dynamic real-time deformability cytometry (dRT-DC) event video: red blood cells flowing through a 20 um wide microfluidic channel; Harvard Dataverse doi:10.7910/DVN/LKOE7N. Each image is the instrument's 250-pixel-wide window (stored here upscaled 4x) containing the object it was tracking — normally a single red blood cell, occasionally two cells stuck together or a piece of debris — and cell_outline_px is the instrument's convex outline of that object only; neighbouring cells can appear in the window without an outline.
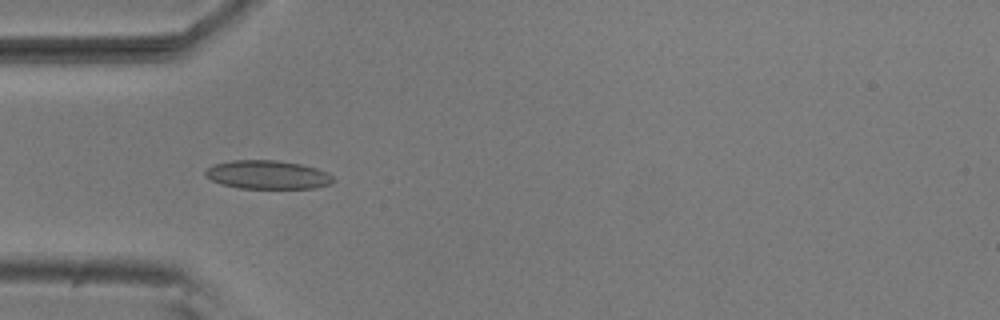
{"species": "common noctule bat (a hibernating species)", "species_latin": "Nyctalus noctula", "temperature_condition": "room temperature", "stored_images_in_passage": 2, "camera_frame_rate_fps": 3000, "um_per_image_px": 0.085, "animal": {"sex": "male", "body_mass_g": 20.5, "forearm_length_mm": 52.5}, "frame": {"image": 1, "passage_image": 1, "time_ms": 0.0, "image_size_px": [1000, 320], "cell_outline_px": [[336, 180], [332, 184], [316, 188], [240, 188], [220, 184], [212, 180], [204, 172], [212, 164], [232, 160], [276, 160], [300, 164], [316, 168], [328, 172]], "centroid_in_image_um": [22.78, 14.85], "position_along_channel_um": 62.2, "area_um2": 21.39}}
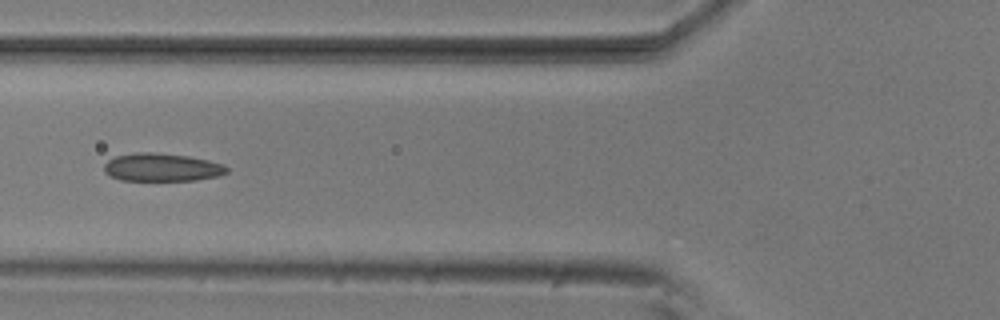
{"frame": {"image": 2, "passage_image": 2, "time_ms": 0.333, "image_size_px": [1000, 320], "cell_outline_px": [[228, 172], [220, 176], [196, 180], [120, 180], [104, 172], [104, 164], [108, 160], [116, 156], [136, 152], [152, 152], [188, 156], [208, 160], [224, 164], [228, 168]], "centroid_in_image_um": [13.78, 14.22], "position_along_channel_um": 112.0, "area_um2": 20.06}}